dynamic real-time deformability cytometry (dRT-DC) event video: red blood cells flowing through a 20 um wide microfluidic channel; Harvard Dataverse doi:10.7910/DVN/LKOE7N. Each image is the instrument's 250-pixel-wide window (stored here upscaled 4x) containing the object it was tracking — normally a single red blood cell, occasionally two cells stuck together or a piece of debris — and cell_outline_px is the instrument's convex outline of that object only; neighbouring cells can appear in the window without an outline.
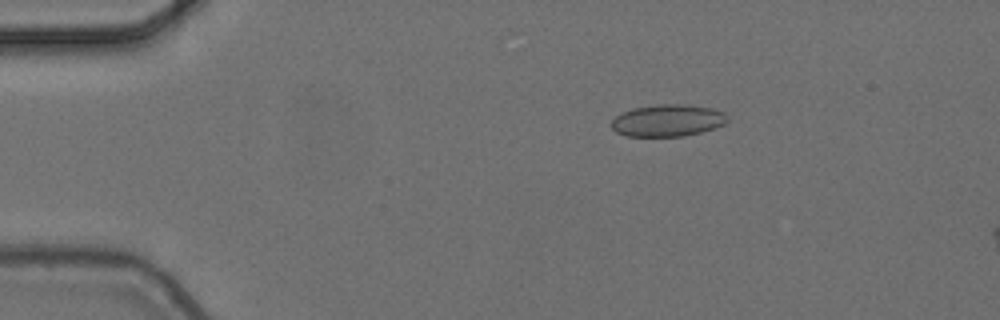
{"species": "common noctule bat (a hibernating species)", "species_latin": "Nyctalus noctula", "temperature_condition": "cold", "stored_images_in_passage": 5, "camera_frame_rate_fps": 3000, "um_per_image_px": 0.085, "animal": {"sex": "female", "body_mass_g": 24.6, "forearm_length_mm": 56.2}, "frame": {"image": 1, "passage_image": 3, "time_ms": 0.667, "image_size_px": [1000, 320], "cell_outline_px": [[728, 120], [724, 124], [700, 132], [684, 136], [624, 136], [616, 132], [612, 128], [612, 120], [616, 116], [632, 108], [656, 104], [688, 104], [712, 108], [724, 112], [728, 116]], "centroid_in_image_um": [56.75, 10.23], "position_along_channel_um": 28.2, "area_um2": 21.68}}